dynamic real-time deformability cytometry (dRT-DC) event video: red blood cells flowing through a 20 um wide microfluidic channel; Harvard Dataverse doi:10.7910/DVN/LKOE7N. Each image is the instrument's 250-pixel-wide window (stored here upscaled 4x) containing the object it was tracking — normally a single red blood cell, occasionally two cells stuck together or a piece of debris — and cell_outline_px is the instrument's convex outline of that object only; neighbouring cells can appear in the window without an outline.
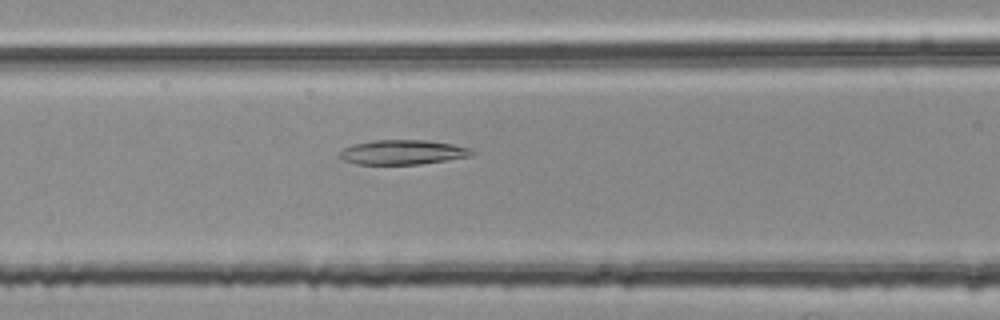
{"species": "common noctule bat (a hibernating species)", "species_latin": "Nyctalus noctula", "temperature_condition": "room temperature", "stored_images_in_passage": 36, "camera_frame_rate_fps": 3000, "um_per_image_px": 0.085, "animal": {"sex": "female", "body_mass_g": 25.1}, "frame": {"image": 1, "passage_image": 14, "time_ms": 4.333, "image_size_px": [1000, 320], "cell_outline_px": [[476, 152], [472, 156], [448, 160], [420, 164], [356, 164], [344, 160], [336, 156], [336, 152], [352, 144], [372, 140], [428, 140], [452, 144], [472, 148]], "centroid_in_image_um": [34.21, 12.93], "position_along_channel_um": 132.4, "area_um2": 19.31}}
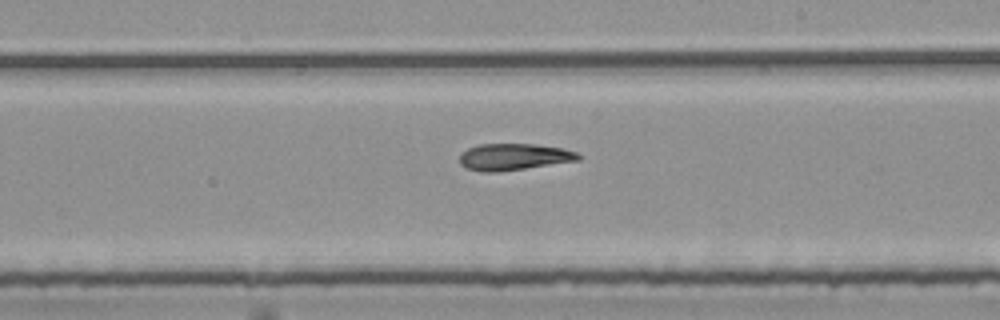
{"frame": {"image": 2, "passage_image": 23, "time_ms": 7.333, "image_size_px": [1000, 320], "cell_outline_px": [[584, 156], [580, 160], [496, 172], [480, 172], [468, 168], [460, 164], [460, 152], [468, 148], [480, 144], [532, 144], [560, 148], [576, 152]], "centroid_in_image_um": [43.66, 13.33], "position_along_channel_um": 245.3, "area_um2": 18.32}}
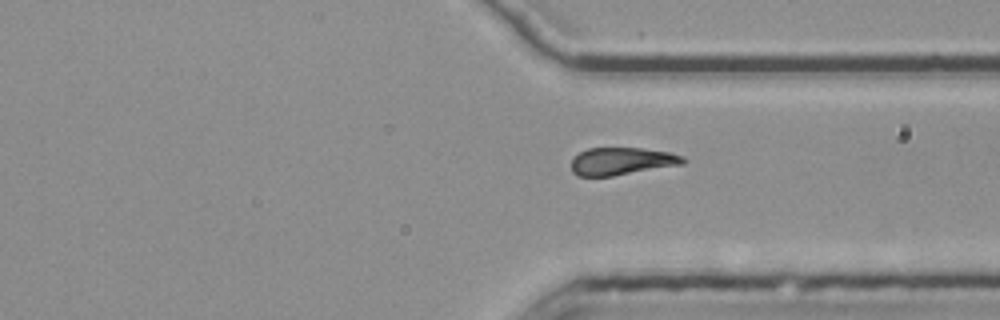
{"frame": {"image": 3, "passage_image": 32, "time_ms": 10.333, "image_size_px": [1000, 320], "cell_outline_px": [[688, 160], [684, 164], [612, 176], [576, 176], [572, 172], [572, 156], [588, 148], [640, 148], [668, 152], [684, 156]], "centroid_in_image_um": [52.85, 13.7], "position_along_channel_um": 358.6, "area_um2": 18.03}}